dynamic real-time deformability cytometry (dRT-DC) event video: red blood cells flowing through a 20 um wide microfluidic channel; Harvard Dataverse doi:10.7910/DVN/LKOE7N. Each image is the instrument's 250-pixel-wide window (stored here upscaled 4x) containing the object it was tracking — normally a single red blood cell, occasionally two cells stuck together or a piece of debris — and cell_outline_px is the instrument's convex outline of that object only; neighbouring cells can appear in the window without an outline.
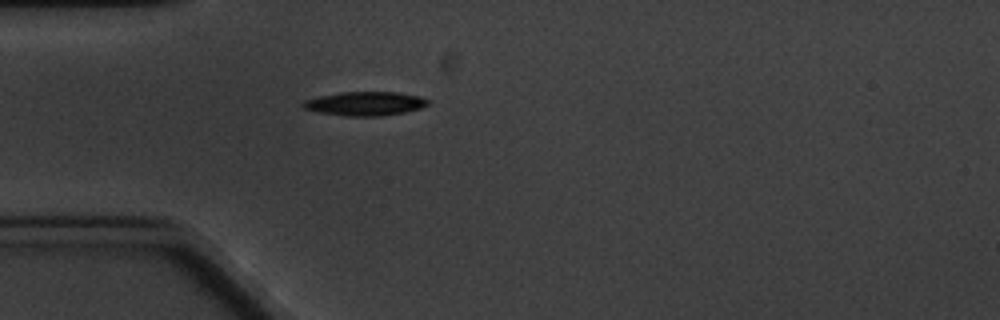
{"species": "common noctule bat (a hibernating species)", "species_latin": "Nyctalus noctula", "temperature_condition": "cold", "stored_images_in_passage": 1, "camera_frame_rate_fps": 3000, "um_per_image_px": 0.085, "animal": {"sex": "male", "body_mass_g": 20.1, "forearm_length_mm": 53.5}, "frame": {"image": 1, "passage_image": 1, "time_ms": 0.0, "image_size_px": [1000, 320], "cell_outline_px": [[428, 104], [420, 108], [404, 112], [380, 116], [344, 116], [316, 112], [304, 108], [300, 104], [304, 100], [320, 96], [340, 92], [396, 92], [420, 96], [428, 100]], "centroid_in_image_um": [30.99, 8.81], "position_along_channel_um": 54.0, "area_um2": 17.4}}